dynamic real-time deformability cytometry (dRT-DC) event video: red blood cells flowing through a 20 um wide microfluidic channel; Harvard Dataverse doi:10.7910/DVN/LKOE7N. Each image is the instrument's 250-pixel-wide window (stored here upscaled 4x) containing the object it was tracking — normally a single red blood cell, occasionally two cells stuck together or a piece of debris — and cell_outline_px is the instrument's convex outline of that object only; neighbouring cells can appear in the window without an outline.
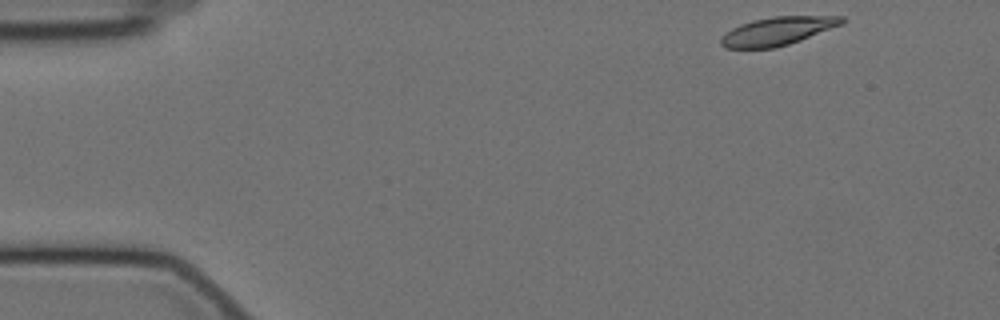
{"species": "Egyptian fruit bat (a non-hibernating species)", "species_latin": "Rousettus aegyptiacus", "temperature_condition": "cold", "stored_images_in_passage": 4, "camera_frame_rate_fps": 3000, "um_per_image_px": 0.085, "animal": {"sex": "female"}, "frame": {"image": 1, "passage_image": 1, "time_ms": 0.0, "image_size_px": [1000, 320], "cell_outline_px": [[844, 24], [800, 40], [776, 48], [724, 48], [720, 44], [720, 36], [732, 28], [740, 24], [752, 20], [772, 16], [844, 16]], "centroid_in_image_um": [66.07, 2.64], "position_along_channel_um": 18.9, "area_um2": 20.06}}